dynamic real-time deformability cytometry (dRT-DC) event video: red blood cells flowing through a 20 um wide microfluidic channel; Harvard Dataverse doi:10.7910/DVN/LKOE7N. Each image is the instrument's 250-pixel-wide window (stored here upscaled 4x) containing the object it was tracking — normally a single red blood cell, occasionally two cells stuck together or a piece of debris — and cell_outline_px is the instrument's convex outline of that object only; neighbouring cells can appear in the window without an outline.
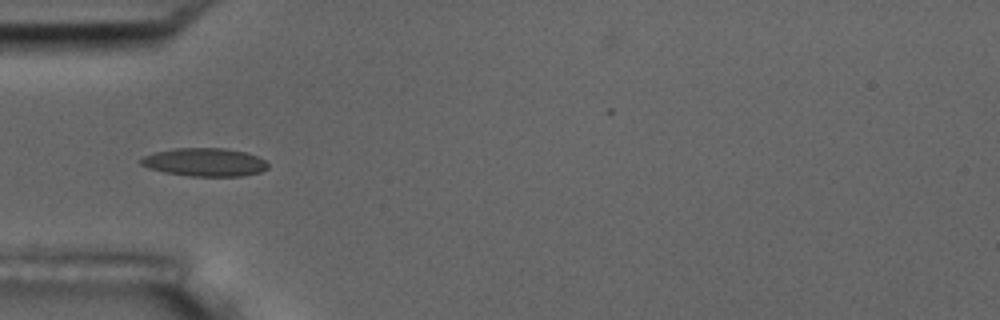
{"species": "common noctule bat (a hibernating species)", "species_latin": "Nyctalus noctula", "temperature_condition": "room temperature", "stored_images_in_passage": 11, "camera_frame_rate_fps": 3000, "um_per_image_px": 0.085, "animal": {"sex": "male", "body_mass_g": 17.5, "forearm_length_mm": 52.3}, "frame": {"image": 1, "passage_image": 5, "time_ms": 5.667, "image_size_px": [1000, 320], "cell_outline_px": [[268, 168], [260, 172], [240, 176], [188, 176], [164, 172], [148, 168], [140, 164], [140, 160], [144, 156], [156, 152], [172, 148], [224, 148], [244, 152], [256, 156], [264, 160], [268, 164]], "centroid_in_image_um": [17.38, 13.79], "position_along_channel_um": 67.6, "area_um2": 20.81}}
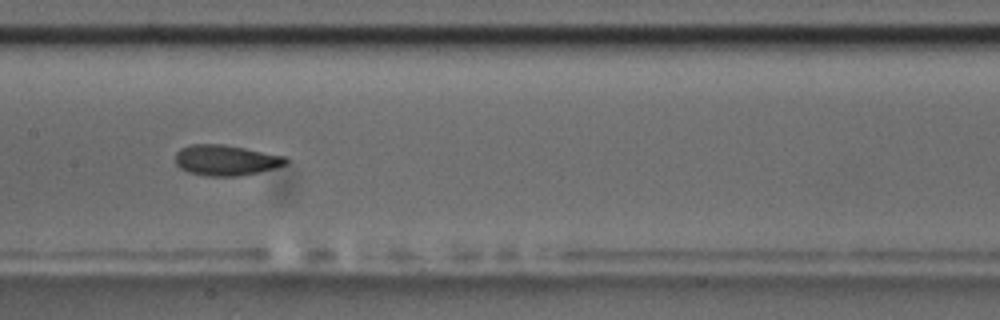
{"frame": {"image": 2, "passage_image": 8, "time_ms": 9.0, "image_size_px": [1000, 320], "cell_outline_px": [[288, 164], [240, 176], [208, 176], [188, 172], [180, 168], [176, 164], [176, 152], [180, 148], [192, 144], [224, 144], [284, 156], [288, 160]], "centroid_in_image_um": [19.17, 13.61], "position_along_channel_um": 188.2, "area_um2": 19.54}}
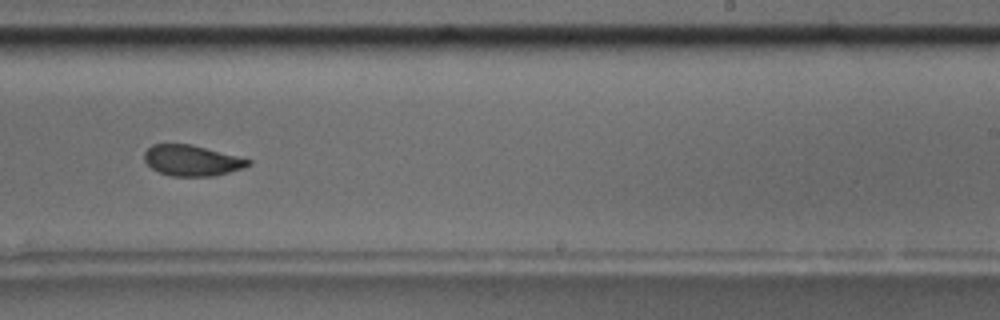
{"frame": {"image": 3, "passage_image": 10, "time_ms": 11.333, "image_size_px": [1000, 320], "cell_outline_px": [[252, 164], [244, 168], [212, 176], [172, 176], [160, 172], [152, 168], [144, 160], [144, 152], [152, 144], [192, 144], [252, 160]], "centroid_in_image_um": [16.32, 13.63], "position_along_channel_um": 272.7, "area_um2": 18.55}}